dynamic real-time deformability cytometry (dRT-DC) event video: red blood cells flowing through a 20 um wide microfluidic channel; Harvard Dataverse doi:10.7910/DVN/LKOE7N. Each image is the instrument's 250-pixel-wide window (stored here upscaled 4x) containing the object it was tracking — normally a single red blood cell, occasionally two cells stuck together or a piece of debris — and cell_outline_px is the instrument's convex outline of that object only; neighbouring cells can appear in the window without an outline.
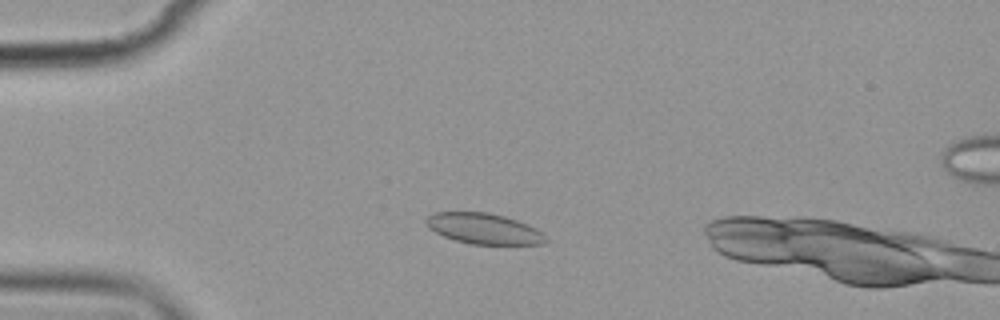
{"species": "common noctule bat (a hibernating species)", "species_latin": "Nyctalus noctula", "temperature_condition": "cold", "stored_images_in_passage": 3, "camera_frame_rate_fps": 3000, "um_per_image_px": 0.085, "animal": {"sex": "female", "body_mass_g": 19.9}, "frame": {"image": 1, "passage_image": 2, "time_ms": 2.0, "image_size_px": [1000, 320], "cell_outline_px": [[548, 240], [544, 244], [472, 244], [456, 240], [444, 236], [428, 228], [424, 220], [432, 212], [488, 212], [504, 216], [528, 224], [536, 228]], "centroid_in_image_um": [41.1, 19.42], "position_along_channel_um": 43.9, "area_um2": 21.33}}